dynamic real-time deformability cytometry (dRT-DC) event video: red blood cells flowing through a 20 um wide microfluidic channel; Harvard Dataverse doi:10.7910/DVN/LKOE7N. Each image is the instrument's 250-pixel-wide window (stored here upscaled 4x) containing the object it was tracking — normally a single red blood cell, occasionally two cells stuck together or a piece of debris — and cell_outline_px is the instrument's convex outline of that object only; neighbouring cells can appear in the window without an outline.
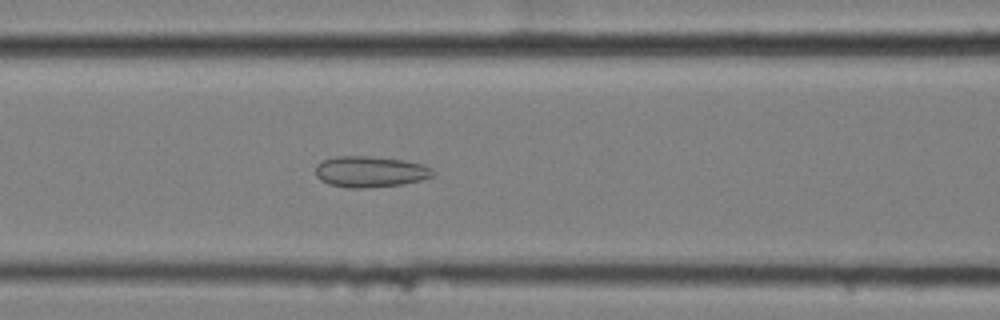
{"species": "common noctule bat (a hibernating species)", "species_latin": "Nyctalus noctula", "temperature_condition": "cold", "stored_images_in_passage": 6, "camera_frame_rate_fps": 3000, "um_per_image_px": 0.085, "animal": {"sex": "female", "body_mass_g": 25.1}, "frame": {"image": 1, "passage_image": 6, "time_ms": 1.667, "image_size_px": [1000, 320], "cell_outline_px": [[436, 172], [432, 176], [420, 180], [404, 184], [364, 188], [348, 188], [328, 184], [320, 180], [316, 176], [316, 164], [320, 160], [336, 156], [368, 156], [404, 160], [424, 164], [432, 168]], "centroid_in_image_um": [31.45, 14.59], "position_along_channel_um": 135.1, "area_um2": 21.5}}